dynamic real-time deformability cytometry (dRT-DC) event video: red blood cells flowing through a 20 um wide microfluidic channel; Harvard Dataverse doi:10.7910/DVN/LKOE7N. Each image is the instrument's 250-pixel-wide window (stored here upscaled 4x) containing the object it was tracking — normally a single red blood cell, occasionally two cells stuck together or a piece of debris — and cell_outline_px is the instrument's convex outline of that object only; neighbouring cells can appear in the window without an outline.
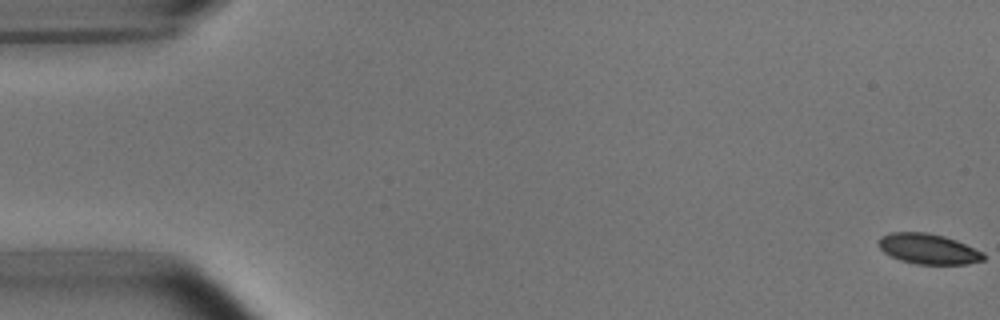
{"species": "common noctule bat (a hibernating species)", "species_latin": "Nyctalus noctula", "temperature_condition": "room temperature", "stored_images_in_passage": 54, "camera_frame_rate_fps": 3000, "um_per_image_px": 0.085, "animal": {"sex": "male", "body_mass_g": 15.6}, "frame": {"image": 1, "passage_image": 1, "time_ms": 0.0, "image_size_px": [1000, 320], "cell_outline_px": [[984, 260], [964, 264], [916, 264], [900, 260], [884, 252], [880, 248], [880, 236], [888, 232], [928, 232], [944, 236], [956, 240], [984, 252]], "centroid_in_image_um": [78.91, 21.14], "position_along_channel_um": 6.1, "area_um2": 18.5}}
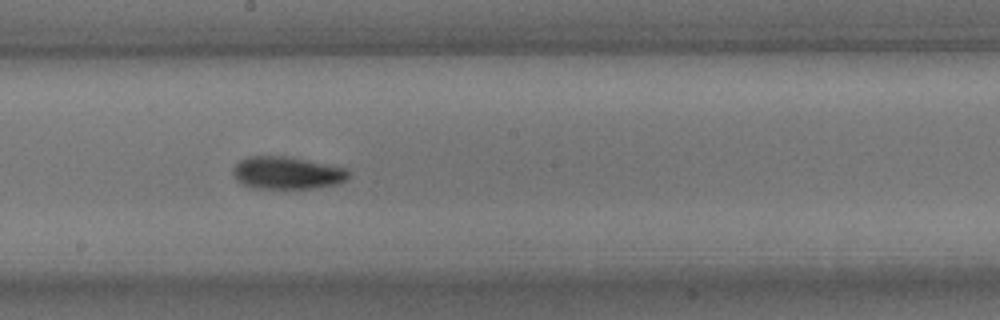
{"frame": {"image": 2, "passage_image": 30, "time_ms": 9.667, "image_size_px": [1000, 320], "cell_outline_px": [[348, 180], [340, 184], [312, 188], [256, 188], [240, 184], [236, 180], [232, 172], [232, 168], [240, 160], [248, 156], [292, 156], [348, 168]], "centroid_in_image_um": [24.42, 14.68], "position_along_channel_um": 223.8, "area_um2": 22.31}}
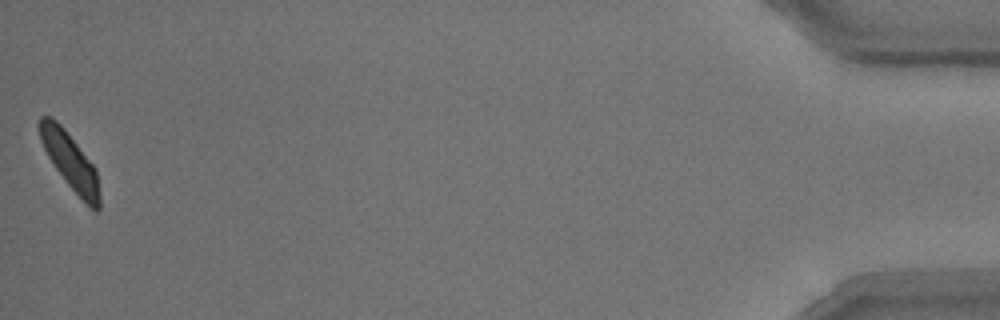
{"frame": {"image": 3, "passage_image": 54, "time_ms": 17.667, "image_size_px": [1000, 320], "cell_outline_px": [[100, 208], [96, 212], [68, 184], [56, 168], [48, 156], [40, 140], [36, 124], [40, 116], [52, 116], [64, 128], [96, 168], [100, 196]], "centroid_in_image_um": [5.93, 13.63], "position_along_channel_um": 429.3, "area_um2": 19.54}, "authors_computed_cell_mechanics": {"area_um2": 20.4323, "velocity_mm_per_s": 3.7469, "shape_relaxation_time_tau1_ms": 3.2779, "shape_relaxation_time_tau2_ms": 2.7303, "deformation_change_tau1": 0.1123, "deformation_change_tau2": 0.0792}}